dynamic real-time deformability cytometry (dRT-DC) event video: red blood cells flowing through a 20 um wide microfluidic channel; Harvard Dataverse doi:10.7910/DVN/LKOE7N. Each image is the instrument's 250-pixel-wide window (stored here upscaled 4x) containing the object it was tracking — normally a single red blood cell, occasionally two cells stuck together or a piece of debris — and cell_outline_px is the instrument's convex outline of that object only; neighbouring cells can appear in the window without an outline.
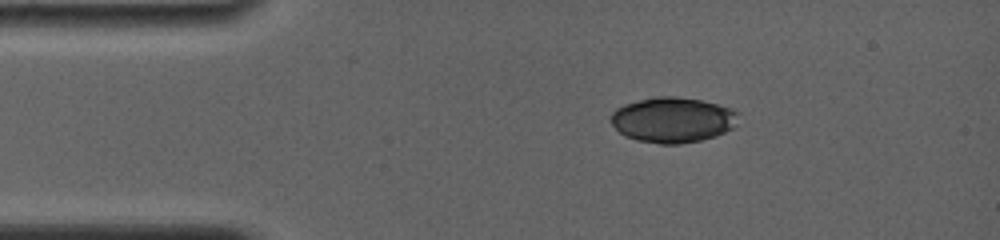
{"species": "common noctule bat (a hibernating species)", "species_latin": "Nyctalus noctula", "temperature_condition": "room temperature", "stored_images_in_passage": 23, "camera_frame_rate_fps": 4000, "um_per_image_px": 0.085, "animal": {"sex": "female", "body_mass_g": 19.0, "forearm_length_mm": 56.7}, "frame": {"image": 1, "passage_image": 14, "time_ms": 2.5, "image_size_px": [1000, 240], "cell_outline_px": [[740, 112], [736, 124], [732, 128], [716, 136], [700, 140], [680, 144], [660, 144], [636, 140], [624, 136], [612, 124], [612, 112], [616, 108], [624, 104], [652, 96], [676, 96], [700, 100], [736, 108]], "centroid_in_image_um": [57.22, 10.18], "position_along_channel_um": 27.8, "area_um2": 34.04}}